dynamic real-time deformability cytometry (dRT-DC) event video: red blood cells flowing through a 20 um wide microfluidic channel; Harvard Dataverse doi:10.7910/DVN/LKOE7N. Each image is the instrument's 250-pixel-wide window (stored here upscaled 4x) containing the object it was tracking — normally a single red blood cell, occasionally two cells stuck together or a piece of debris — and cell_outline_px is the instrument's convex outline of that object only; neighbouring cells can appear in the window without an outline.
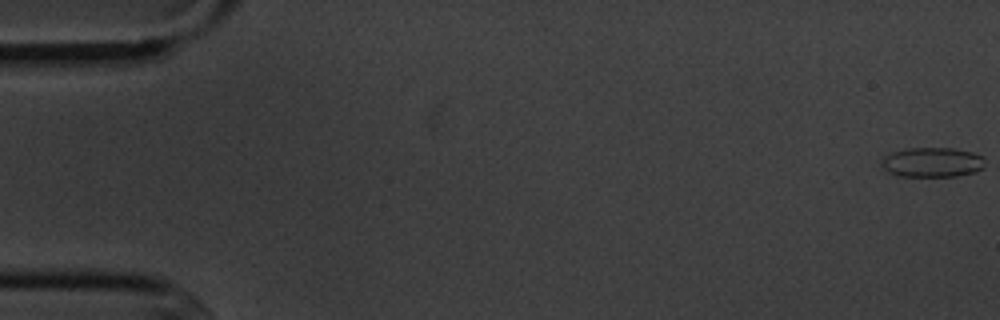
{"species": "common noctule bat (a hibernating species)", "species_latin": "Nyctalus noctula", "temperature_condition": "cold", "stored_images_in_passage": 6, "camera_frame_rate_fps": 3000, "um_per_image_px": 0.085, "animal": {"sex": "male", "body_mass_g": 20.1, "forearm_length_mm": 53.5}, "frame": {"image": 1, "passage_image": 1, "time_ms": 0.0, "image_size_px": [1000, 320], "cell_outline_px": [[984, 168], [976, 172], [956, 176], [900, 176], [888, 172], [880, 164], [884, 156], [892, 152], [908, 148], [952, 148], [972, 152], [984, 156]], "centroid_in_image_um": [79.26, 13.79], "position_along_channel_um": 5.7, "area_um2": 18.03}}
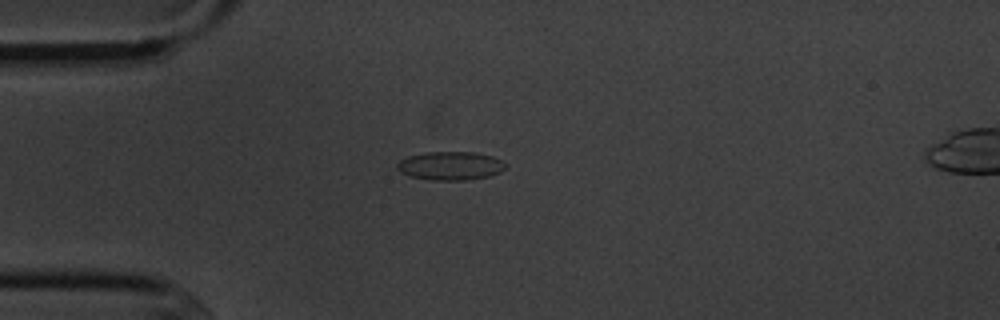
{"frame": {"image": 2, "passage_image": 5, "time_ms": 4.667, "image_size_px": [1000, 320], "cell_outline_px": [[504, 168], [500, 172], [488, 176], [464, 180], [432, 180], [408, 176], [400, 172], [396, 168], [396, 164], [400, 160], [408, 156], [428, 152], [476, 152], [492, 156], [500, 160], [504, 164]], "centroid_in_image_um": [38.23, 14.09], "position_along_channel_um": 46.8, "area_um2": 17.92}}